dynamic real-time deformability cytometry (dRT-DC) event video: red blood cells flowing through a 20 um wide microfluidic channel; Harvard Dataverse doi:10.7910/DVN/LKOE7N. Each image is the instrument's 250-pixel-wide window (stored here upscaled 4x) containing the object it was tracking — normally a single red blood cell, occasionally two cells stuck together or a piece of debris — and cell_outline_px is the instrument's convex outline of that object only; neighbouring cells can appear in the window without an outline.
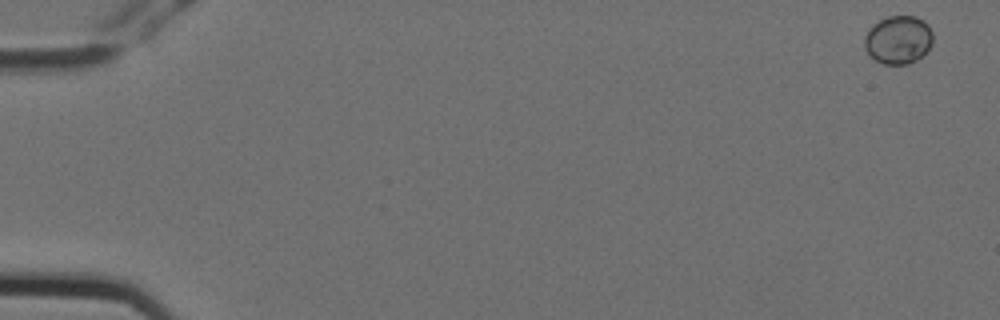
{"species": "Egyptian fruit bat (a non-hibernating species)", "species_latin": "Rousettus aegyptiacus", "temperature_condition": "cold", "stored_images_in_passage": 2, "segment_of_instrument_passage": [2, 2], "camera_frame_rate_fps": 3000, "um_per_image_px": 0.085, "animal": {"sex": "female"}, "frame": {"image": 1, "passage_image": 2, "time_ms": 0.333, "image_size_px": [1000, 320], "cell_outline_px": [[932, 44], [916, 60], [908, 64], [884, 64], [868, 56], [864, 48], [864, 36], [872, 24], [888, 16], [916, 16], [924, 20], [928, 24], [932, 32]], "centroid_in_image_um": [76.32, 3.37], "position_along_channel_um": 8.7, "area_um2": 19.36}}